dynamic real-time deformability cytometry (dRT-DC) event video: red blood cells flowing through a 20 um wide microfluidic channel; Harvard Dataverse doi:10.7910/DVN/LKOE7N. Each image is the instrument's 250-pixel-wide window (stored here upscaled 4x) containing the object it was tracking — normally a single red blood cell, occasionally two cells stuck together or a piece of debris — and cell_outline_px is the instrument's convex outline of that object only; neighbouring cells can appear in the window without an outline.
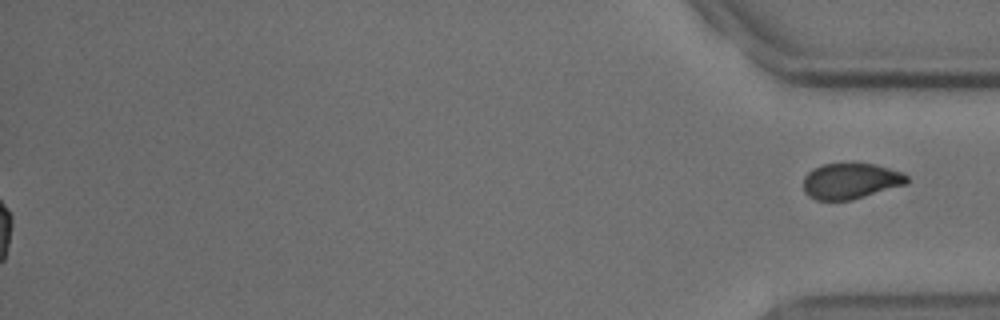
{"species": "common noctule bat (a hibernating species)", "species_latin": "Nyctalus noctula", "temperature_condition": "cold", "stored_images_in_passage": 56, "segment_of_instrument_passage": [2, 2], "camera_frame_rate_fps": 3000, "um_per_image_px": 0.085, "animal": {"sex": "male", "body_mass_g": 18.8}, "frame": {"image": 1, "passage_image": 56, "time_ms": 18.333, "image_size_px": [1000, 320], "cell_outline_px": [[908, 184], [852, 200], [816, 200], [808, 196], [804, 192], [804, 176], [808, 172], [824, 164], [876, 164], [900, 172], [908, 176]], "centroid_in_image_um": [72.31, 15.4], "position_along_channel_um": 362.9, "area_um2": 21.5}}